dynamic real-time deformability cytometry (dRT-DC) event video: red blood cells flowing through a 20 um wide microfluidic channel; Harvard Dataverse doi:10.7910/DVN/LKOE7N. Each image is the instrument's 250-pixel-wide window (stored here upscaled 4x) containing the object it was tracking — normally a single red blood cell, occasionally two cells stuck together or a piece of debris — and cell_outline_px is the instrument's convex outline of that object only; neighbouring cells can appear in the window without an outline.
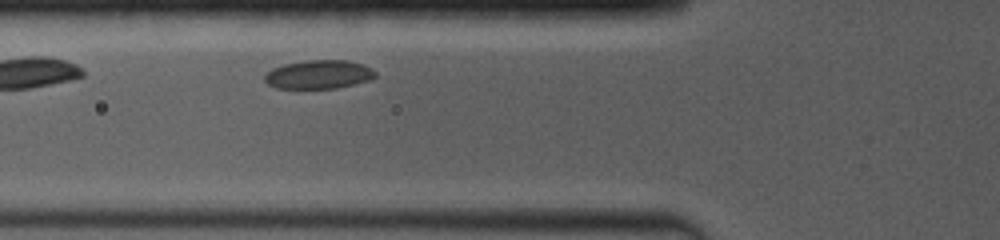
{"species": "common noctule bat (a hibernating species)", "species_latin": "Nyctalus noctula", "temperature_condition": "room temperature", "stored_images_in_passage": 3, "camera_frame_rate_fps": 4000, "um_per_image_px": 0.085, "animal": {"sex": "female", "body_mass_g": 19.0, "forearm_length_mm": 53.3}, "frame": {"image": 1, "passage_image": 3, "time_ms": 1.5, "image_size_px": [1000, 240], "cell_outline_px": [[376, 76], [372, 80], [336, 88], [276, 88], [268, 84], [264, 80], [264, 76], [272, 68], [284, 64], [304, 60], [344, 60], [360, 64], [372, 68], [376, 72]], "centroid_in_image_um": [27.09, 6.33], "position_along_channel_um": 98.7, "area_um2": 18.5}}